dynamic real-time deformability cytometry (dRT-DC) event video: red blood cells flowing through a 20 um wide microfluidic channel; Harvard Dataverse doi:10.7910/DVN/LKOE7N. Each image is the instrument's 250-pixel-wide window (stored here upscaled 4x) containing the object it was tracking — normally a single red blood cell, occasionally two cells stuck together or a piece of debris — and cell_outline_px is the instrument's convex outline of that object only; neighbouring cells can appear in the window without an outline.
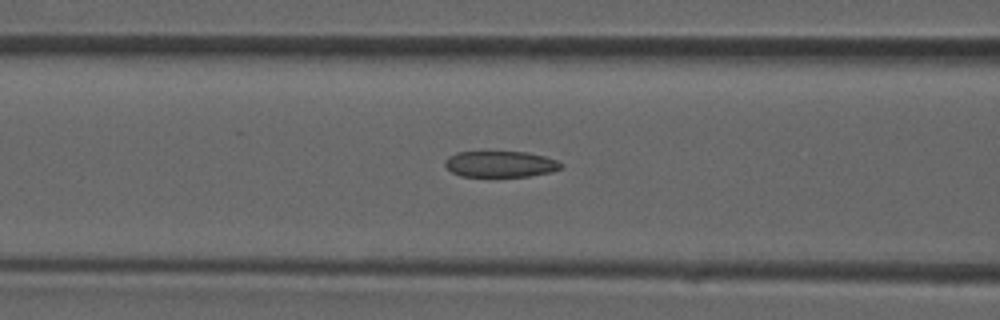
{"species": "common noctule bat (a hibernating species)", "species_latin": "Nyctalus noctula", "temperature_condition": "room temperature", "stored_images_in_passage": 19, "camera_frame_rate_fps": 3000, "um_per_image_px": 0.085, "animal": {"sex": "male", "forearm_length_mm": 52.5}, "frame": {"image": 1, "passage_image": 15, "time_ms": 4.667, "image_size_px": [1000, 320], "cell_outline_px": [[564, 164], [560, 168], [552, 172], [528, 176], [460, 176], [452, 172], [444, 164], [444, 160], [448, 156], [456, 152], [488, 148], [528, 152], [544, 156], [556, 160]], "centroid_in_image_um": [42.48, 13.88], "position_along_channel_um": 124.1, "area_um2": 18.67}}
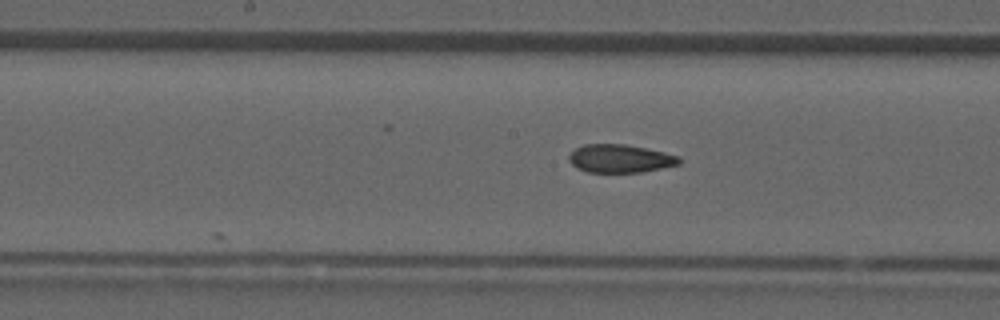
{"frame": {"image": 2, "passage_image": 19, "time_ms": 6.0, "image_size_px": [1000, 320], "cell_outline_px": [[680, 164], [640, 172], [588, 172], [576, 168], [568, 160], [568, 156], [576, 148], [584, 144], [624, 144], [664, 152], [680, 156]], "centroid_in_image_um": [52.69, 13.48], "position_along_channel_um": 195.5, "area_um2": 17.98}}